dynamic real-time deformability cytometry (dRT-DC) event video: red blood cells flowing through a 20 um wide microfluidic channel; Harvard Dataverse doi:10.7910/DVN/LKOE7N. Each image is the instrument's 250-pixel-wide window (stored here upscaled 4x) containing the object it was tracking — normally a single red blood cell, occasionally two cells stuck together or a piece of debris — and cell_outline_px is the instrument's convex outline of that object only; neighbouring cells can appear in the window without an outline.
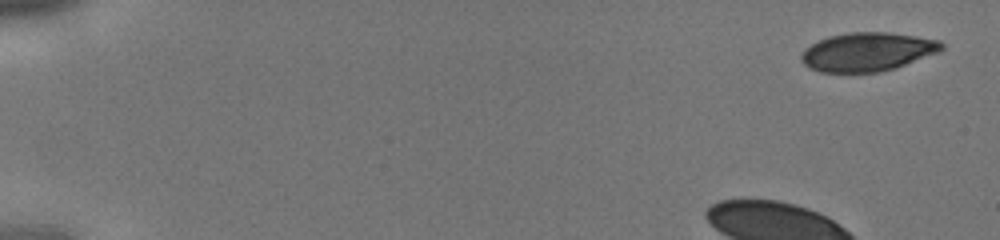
{"species": "human", "species_latin": "Homo sapiens", "temperature_condition": "cold", "stored_images_in_passage": 10, "camera_frame_rate_fps": 3000, "um_per_image_px": 0.085, "donor": {"sex": "male"}, "frame": {"image": 1, "passage_image": 1, "time_ms": 0.0, "image_size_px": [1000, 240], "cell_outline_px": [[944, 48], [940, 52], [896, 68], [880, 72], [820, 72], [808, 68], [800, 60], [800, 56], [804, 48], [828, 36], [848, 32], [888, 32], [916, 36], [940, 40], [944, 44]], "centroid_in_image_um": [73.74, 4.41], "position_along_channel_um": 11.3, "area_um2": 31.96}}
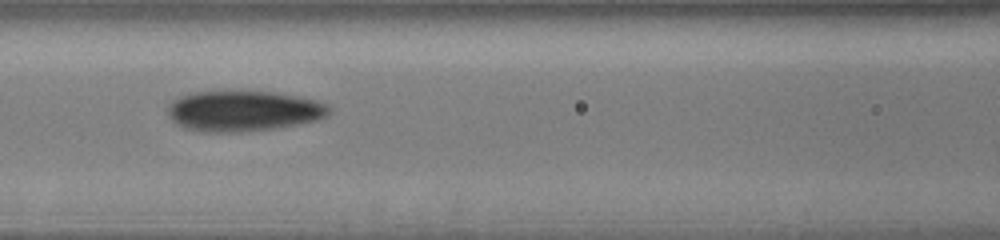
{"frame": {"image": 2, "passage_image": 9, "time_ms": 2.667, "image_size_px": [1000, 240], "cell_outline_px": [[332, 112], [328, 116], [316, 120], [300, 124], [276, 128], [240, 132], [200, 132], [184, 128], [176, 124], [168, 116], [168, 104], [172, 100], [180, 96], [192, 92], [224, 88], [272, 92], [296, 96], [316, 100], [328, 104], [332, 108]], "centroid_in_image_um": [20.66, 9.4], "position_along_channel_um": 145.9, "area_um2": 39.54}}
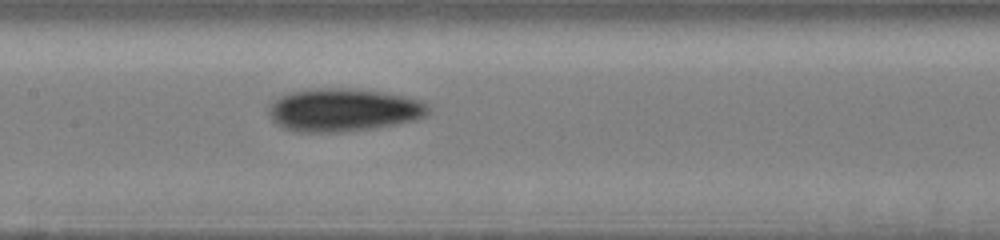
{"frame": {"image": 3, "passage_image": 10, "time_ms": 3.0, "image_size_px": [1000, 240], "cell_outline_px": [[428, 112], [424, 116], [416, 120], [376, 128], [340, 132], [296, 132], [284, 128], [276, 124], [272, 120], [268, 112], [268, 104], [280, 96], [288, 92], [320, 88], [356, 88], [404, 96], [424, 100], [428, 104]], "centroid_in_image_um": [29.17, 9.35], "position_along_channel_um": 178.2, "area_um2": 40.34}}